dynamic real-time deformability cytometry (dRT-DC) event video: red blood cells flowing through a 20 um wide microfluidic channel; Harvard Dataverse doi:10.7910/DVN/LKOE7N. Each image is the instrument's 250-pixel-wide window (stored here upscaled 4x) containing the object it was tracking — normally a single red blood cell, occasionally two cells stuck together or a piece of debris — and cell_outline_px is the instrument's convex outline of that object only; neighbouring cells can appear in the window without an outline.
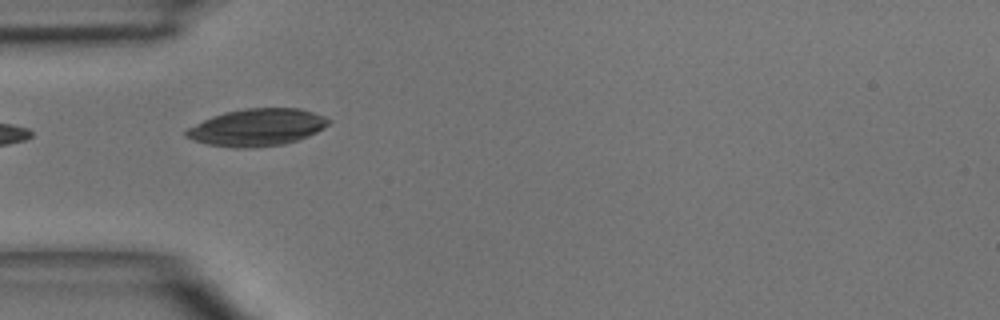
{"species": "common noctule bat (a hibernating species)", "species_latin": "Nyctalus noctula", "temperature_condition": "room temperature", "stored_images_in_passage": 5, "camera_frame_rate_fps": 3000, "um_per_image_px": 0.085, "animal": {"sex": "male", "body_mass_g": 15.6}, "frame": {"image": 1, "passage_image": 3, "time_ms": 3.333, "image_size_px": [1000, 320], "cell_outline_px": [[332, 120], [324, 128], [308, 136], [284, 144], [252, 148], [232, 148], [208, 144], [184, 136], [184, 132], [188, 128], [212, 116], [224, 112], [248, 108], [300, 108], [324, 116]], "centroid_in_image_um": [21.86, 10.83], "position_along_channel_um": 63.1, "area_um2": 30.75}}
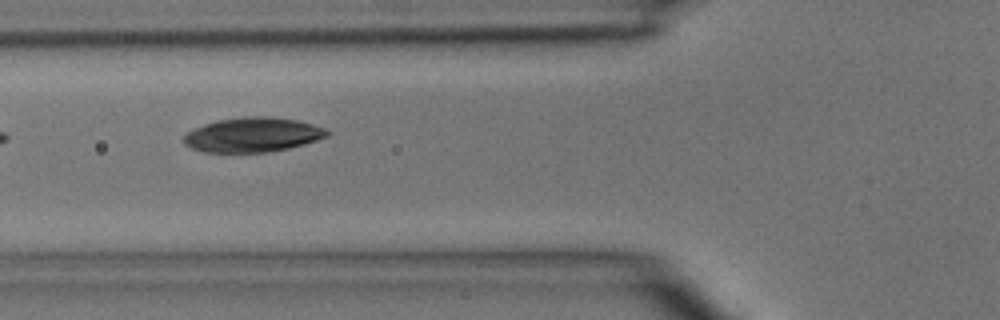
{"frame": {"image": 2, "passage_image": 4, "time_ms": 4.333, "image_size_px": [1000, 320], "cell_outline_px": [[328, 136], [304, 144], [288, 148], [268, 152], [204, 152], [192, 148], [184, 144], [184, 132], [204, 124], [216, 120], [240, 116], [272, 116], [296, 120], [312, 124], [324, 128], [328, 132]], "centroid_in_image_um": [21.43, 11.44], "position_along_channel_um": 104.4, "area_um2": 28.96}}
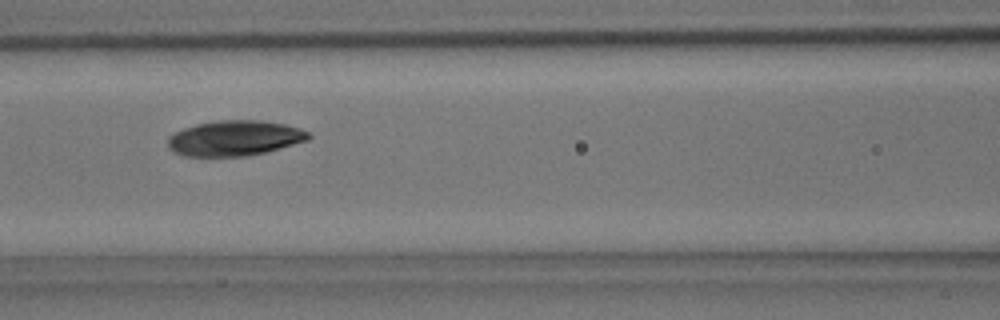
{"frame": {"image": 3, "passage_image": 5, "time_ms": 5.333, "image_size_px": [1000, 320], "cell_outline_px": [[312, 136], [308, 140], [280, 148], [248, 156], [184, 156], [168, 148], [168, 136], [172, 132], [196, 124], [220, 120], [264, 120], [284, 124], [300, 128], [312, 132]], "centroid_in_image_um": [19.96, 11.73], "position_along_channel_um": 146.6, "area_um2": 29.13}}